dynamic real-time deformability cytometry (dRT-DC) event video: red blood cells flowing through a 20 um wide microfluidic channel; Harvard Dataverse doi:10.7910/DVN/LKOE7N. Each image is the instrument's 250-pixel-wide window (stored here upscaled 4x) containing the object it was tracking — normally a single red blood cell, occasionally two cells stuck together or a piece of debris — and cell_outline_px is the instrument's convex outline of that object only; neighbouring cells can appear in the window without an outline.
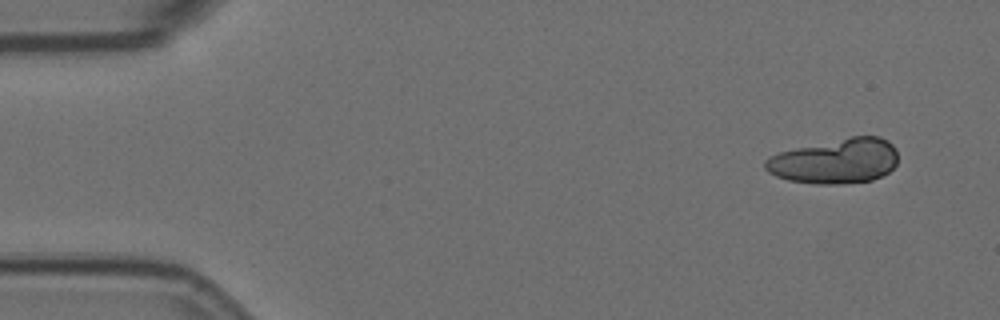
{"species": "Egyptian fruit bat (a non-hibernating species)", "species_latin": "Rousettus aegyptiacus", "temperature_condition": "room temperature", "stored_images_in_passage": 5, "camera_frame_rate_fps": 3000, "um_per_image_px": 0.085, "animal": {"sex": "female"}, "frame": {"image": 1, "passage_image": 1, "time_ms": 0.0, "image_size_px": [1000, 320], "cell_outline_px": [[896, 164], [888, 172], [872, 180], [844, 184], [816, 184], [788, 180], [776, 176], [768, 172], [764, 168], [764, 160], [768, 156], [780, 152], [796, 148], [852, 136], [880, 136], [888, 140], [896, 148]], "centroid_in_image_um": [70.99, 13.7], "position_along_channel_um": 14.0, "area_um2": 34.8}}